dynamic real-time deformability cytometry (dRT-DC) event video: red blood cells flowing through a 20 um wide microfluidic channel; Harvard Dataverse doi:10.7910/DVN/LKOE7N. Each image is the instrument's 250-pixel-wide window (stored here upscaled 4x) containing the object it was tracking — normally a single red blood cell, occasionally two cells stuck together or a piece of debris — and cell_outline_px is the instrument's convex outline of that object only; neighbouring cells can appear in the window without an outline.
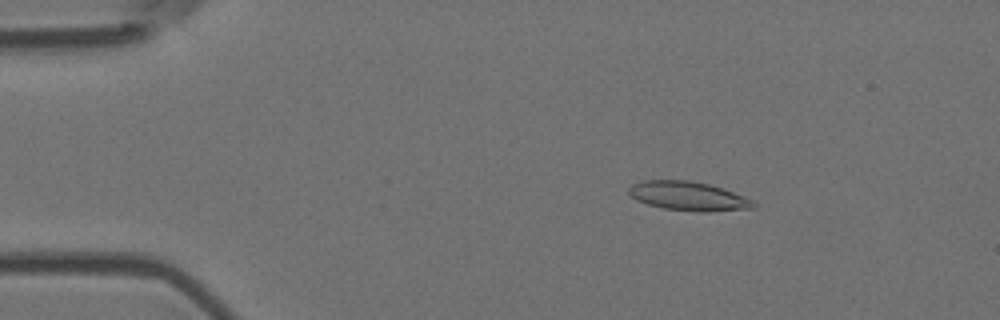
{"species": "Egyptian fruit bat (a non-hibernating species)", "species_latin": "Rousettus aegyptiacus", "temperature_condition": "room temperature", "stored_images_in_passage": 5, "camera_frame_rate_fps": 3000, "um_per_image_px": 0.085, "animal": {"sex": "female"}, "frame": {"image": 1, "passage_image": 3, "time_ms": 0.667, "image_size_px": [1000, 320], "cell_outline_px": [[756, 208], [708, 212], [700, 212], [664, 208], [648, 204], [636, 200], [628, 192], [628, 188], [632, 184], [644, 180], [692, 180], [724, 188], [756, 200]], "centroid_in_image_um": [58.57, 16.67], "position_along_channel_um": 26.4, "area_um2": 21.39}}